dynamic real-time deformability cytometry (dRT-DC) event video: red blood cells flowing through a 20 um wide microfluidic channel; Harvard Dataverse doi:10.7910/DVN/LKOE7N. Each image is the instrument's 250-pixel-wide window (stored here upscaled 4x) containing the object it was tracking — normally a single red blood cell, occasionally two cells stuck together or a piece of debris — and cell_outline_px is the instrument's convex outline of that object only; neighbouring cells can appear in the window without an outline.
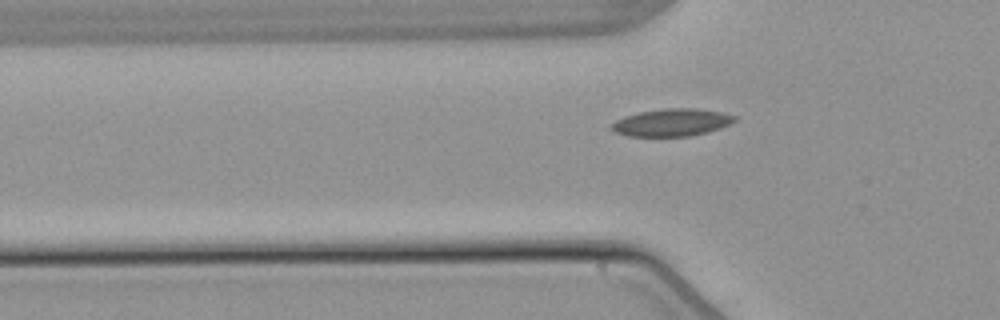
{"species": "common noctule bat (a hibernating species)", "species_latin": "Nyctalus noctula", "temperature_condition": "warm", "stored_images_in_passage": 7, "camera_frame_rate_fps": 3000, "um_per_image_px": 0.085, "animal": {"sex": "male", "body_mass_g": 21.5, "forearm_length_mm": 52.0}, "frame": {"image": 1, "passage_image": 6, "time_ms": 7.0, "image_size_px": [1000, 320], "cell_outline_px": [[736, 120], [720, 128], [688, 136], [628, 136], [616, 132], [608, 128], [608, 124], [624, 116], [640, 112], [664, 108], [696, 108], [724, 112], [736, 116]], "centroid_in_image_um": [57.05, 10.4], "position_along_channel_um": 68.7, "area_um2": 19.71}}
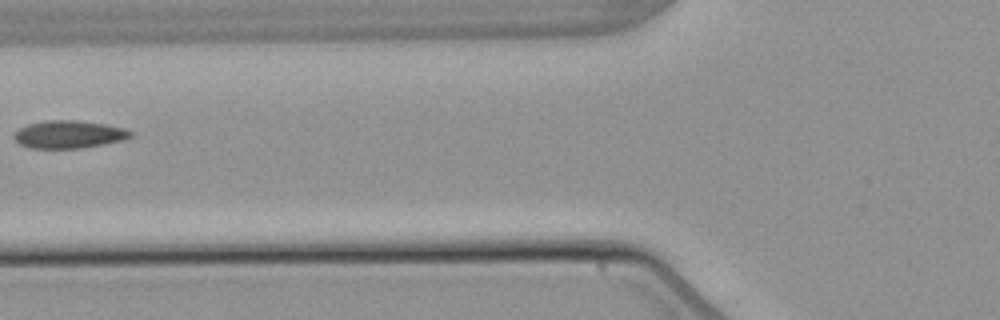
{"frame": {"image": 2, "passage_image": 7, "time_ms": 8.333, "image_size_px": [1000, 320], "cell_outline_px": [[132, 136], [124, 140], [104, 144], [80, 148], [28, 148], [20, 144], [12, 136], [20, 128], [28, 124], [48, 120], [76, 120], [104, 124], [124, 128], [132, 132]], "centroid_in_image_um": [5.85, 11.42], "position_along_channel_um": 119.9, "area_um2": 18.73}}